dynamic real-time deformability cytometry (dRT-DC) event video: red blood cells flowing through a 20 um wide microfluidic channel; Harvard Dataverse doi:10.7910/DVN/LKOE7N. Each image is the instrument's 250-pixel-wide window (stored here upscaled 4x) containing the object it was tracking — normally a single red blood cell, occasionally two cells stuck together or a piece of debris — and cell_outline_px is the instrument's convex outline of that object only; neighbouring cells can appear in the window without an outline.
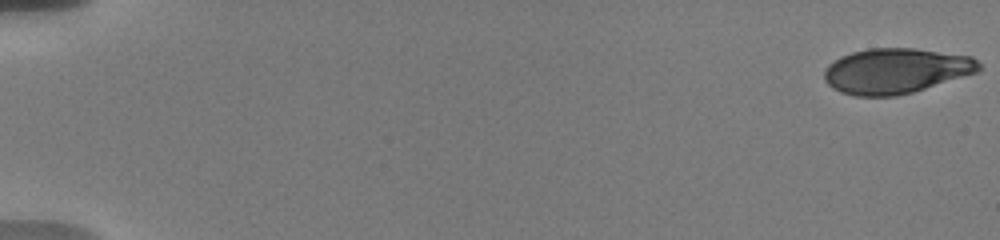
{"species": "human", "species_latin": "Homo sapiens", "temperature_condition": "warm", "stored_images_in_passage": 56, "camera_frame_rate_fps": 3000, "um_per_image_px": 0.085, "donor": {"sex": "male"}, "frame": {"image": 1, "passage_image": 1, "time_ms": 0.0, "image_size_px": [1000, 240], "cell_outline_px": [[980, 68], [976, 72], [912, 92], [896, 96], [856, 96], [840, 92], [832, 88], [824, 80], [824, 72], [828, 64], [840, 56], [852, 52], [868, 48], [916, 48], [972, 56], [980, 64]], "centroid_in_image_um": [76.1, 6.01], "position_along_channel_um": 8.9, "area_um2": 40.69}}
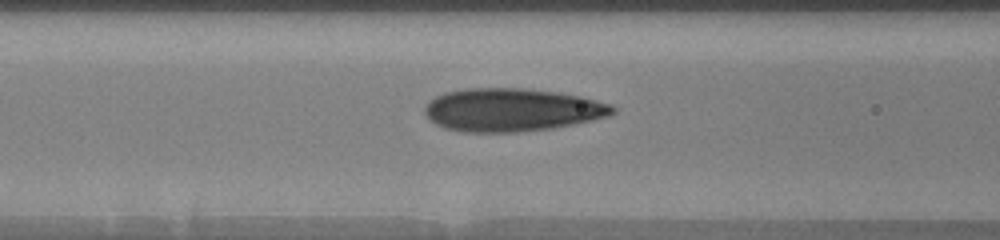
{"frame": {"image": 2, "passage_image": 25, "time_ms": 8.0, "image_size_px": [1000, 240], "cell_outline_px": [[616, 112], [608, 116], [592, 120], [552, 128], [516, 132], [464, 132], [444, 128], [436, 124], [424, 112], [424, 108], [436, 96], [444, 92], [464, 88], [524, 88], [556, 92], [580, 96], [612, 104], [616, 108]], "centroid_in_image_um": [43.52, 9.33], "position_along_channel_um": 123.1, "area_um2": 47.05}}
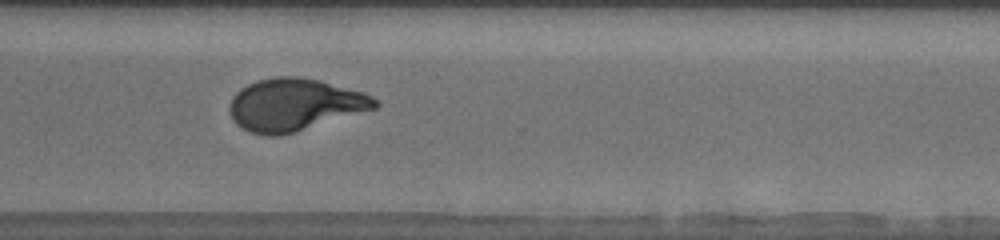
{"frame": {"image": 3, "passage_image": 43, "time_ms": 14.0, "image_size_px": [1000, 240], "cell_outline_px": [[380, 104], [376, 108], [292, 132], [276, 136], [268, 136], [252, 132], [236, 124], [228, 108], [228, 104], [232, 96], [240, 88], [256, 80], [276, 76], [296, 76], [320, 80], [364, 92], [372, 96]], "centroid_in_image_um": [25.01, 8.87], "position_along_channel_um": 345.6, "area_um2": 43.99}, "authors_computed_cell_mechanics": {"area_um2": 43.8413, "velocity_mm_per_s": 3.7205, "shape_relaxation_time_tau1_ms": 7.036, "shape_relaxation_time_tau2_ms": 0.7593, "deformation_change_tau1": 0.2451, "deformation_change_tau2": 0.0715}}